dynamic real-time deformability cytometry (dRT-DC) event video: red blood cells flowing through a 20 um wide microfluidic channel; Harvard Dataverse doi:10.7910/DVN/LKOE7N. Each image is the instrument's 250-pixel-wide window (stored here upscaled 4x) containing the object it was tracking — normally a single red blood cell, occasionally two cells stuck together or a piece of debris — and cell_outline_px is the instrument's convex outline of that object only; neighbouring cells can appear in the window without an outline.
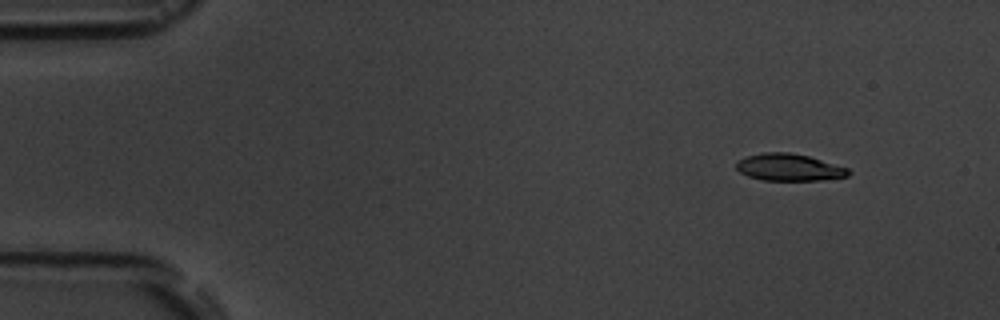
{"species": "common noctule bat (a hibernating species)", "species_latin": "Nyctalus noctula", "temperature_condition": "room temperature", "stored_images_in_passage": 4, "camera_frame_rate_fps": 3000, "um_per_image_px": 0.085, "animal": {"sex": "male", "body_mass_g": 19.5, "forearm_length_mm": 54.6}, "frame": {"image": 1, "passage_image": 1, "time_ms": 0.0, "image_size_px": [1000, 320], "cell_outline_px": [[852, 172], [848, 176], [820, 180], [760, 180], [748, 176], [740, 172], [736, 168], [736, 160], [748, 156], [764, 152], [788, 152], [808, 156], [848, 168]], "centroid_in_image_um": [67.05, 14.22], "position_along_channel_um": 17.9, "area_um2": 17.63}}
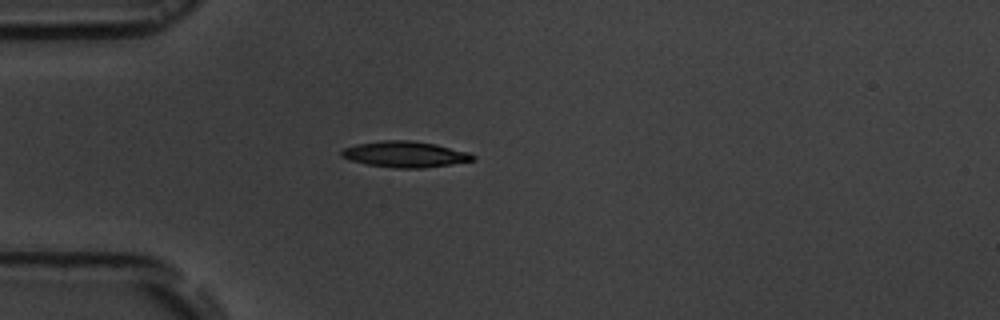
{"frame": {"image": 2, "passage_image": 4, "time_ms": 3.333, "image_size_px": [1000, 320], "cell_outline_px": [[476, 160], [452, 164], [424, 168], [396, 168], [368, 164], [352, 160], [340, 156], [340, 152], [344, 148], [356, 144], [380, 140], [412, 140], [436, 144], [468, 152], [476, 156]], "centroid_in_image_um": [34.45, 13.11], "position_along_channel_um": 50.5, "area_um2": 19.94}}